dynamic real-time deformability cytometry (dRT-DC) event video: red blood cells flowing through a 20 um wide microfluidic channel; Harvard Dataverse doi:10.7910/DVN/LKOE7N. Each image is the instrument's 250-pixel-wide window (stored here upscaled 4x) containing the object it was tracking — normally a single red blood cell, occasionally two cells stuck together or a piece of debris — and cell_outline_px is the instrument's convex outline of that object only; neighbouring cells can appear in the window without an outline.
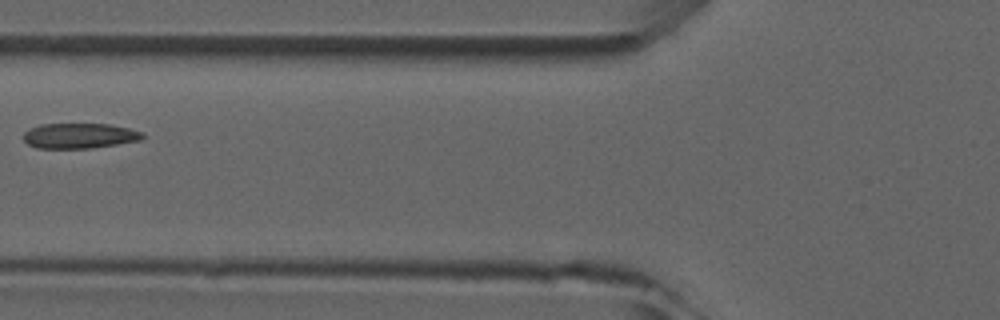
{"species": "common noctule bat (a hibernating species)", "species_latin": "Nyctalus noctula", "temperature_condition": "room temperature", "stored_images_in_passage": 6, "camera_frame_rate_fps": 3000, "um_per_image_px": 0.085, "animal": {"sex": "male", "forearm_length_mm": 52.5}, "frame": {"image": 1, "passage_image": 6, "time_ms": 6.0, "image_size_px": [1000, 320], "cell_outline_px": [[144, 140], [92, 148], [36, 148], [28, 144], [24, 140], [24, 132], [40, 124], [108, 124], [128, 128], [144, 132]], "centroid_in_image_um": [6.8, 11.54], "position_along_channel_um": 119.0, "area_um2": 17.57}}